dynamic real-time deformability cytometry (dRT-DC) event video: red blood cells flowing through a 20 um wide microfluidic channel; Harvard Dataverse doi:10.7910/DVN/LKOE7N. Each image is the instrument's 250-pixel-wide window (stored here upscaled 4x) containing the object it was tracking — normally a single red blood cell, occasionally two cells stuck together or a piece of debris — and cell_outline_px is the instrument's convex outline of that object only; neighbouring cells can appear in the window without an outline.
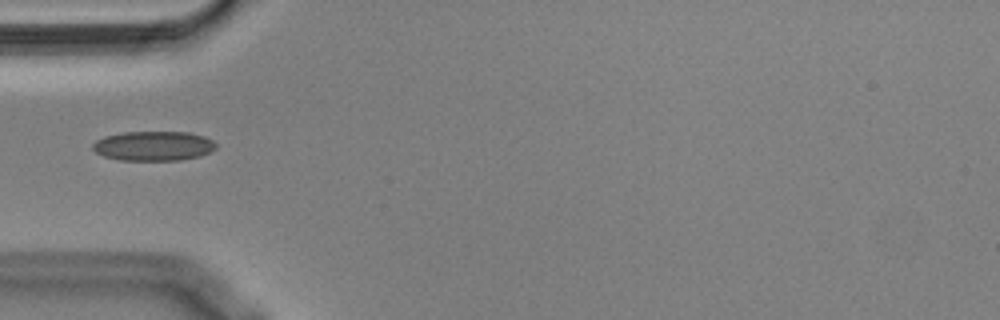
{"species": "Egyptian fruit bat (a non-hibernating species)", "species_latin": "Rousettus aegyptiacus", "temperature_condition": "cold", "stored_images_in_passage": 13, "camera_frame_rate_fps": 3000, "um_per_image_px": 0.085, "animal": {"sex": "male"}, "frame": {"image": 1, "passage_image": 1, "time_ms": 0.0, "image_size_px": [1000, 320], "cell_outline_px": [[216, 148], [200, 156], [180, 160], [120, 160], [104, 156], [96, 152], [92, 148], [92, 144], [96, 140], [104, 136], [124, 132], [188, 132], [204, 136], [212, 140], [216, 144]], "centroid_in_image_um": [13.03, 12.4], "position_along_channel_um": 72.0, "area_um2": 21.21}}
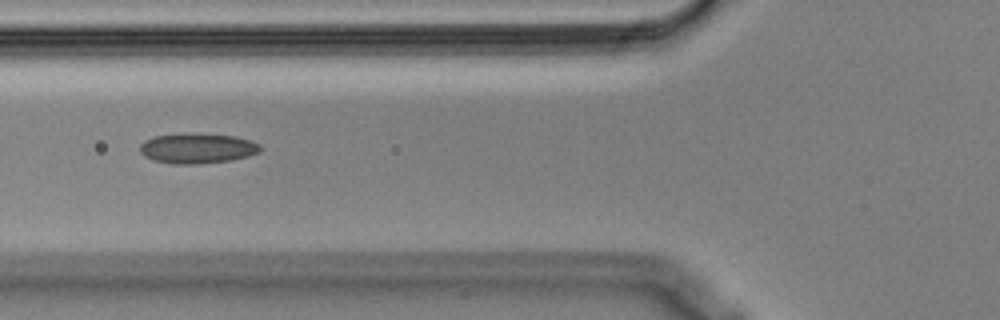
{"frame": {"image": 2, "passage_image": 4, "time_ms": 1.0, "image_size_px": [1000, 320], "cell_outline_px": [[264, 148], [260, 152], [248, 156], [232, 160], [200, 164], [172, 164], [156, 160], [144, 156], [140, 152], [140, 144], [144, 140], [156, 136], [236, 136], [252, 140], [260, 144]], "centroid_in_image_um": [16.84, 12.66], "position_along_channel_um": 109.0, "area_um2": 20.4}}